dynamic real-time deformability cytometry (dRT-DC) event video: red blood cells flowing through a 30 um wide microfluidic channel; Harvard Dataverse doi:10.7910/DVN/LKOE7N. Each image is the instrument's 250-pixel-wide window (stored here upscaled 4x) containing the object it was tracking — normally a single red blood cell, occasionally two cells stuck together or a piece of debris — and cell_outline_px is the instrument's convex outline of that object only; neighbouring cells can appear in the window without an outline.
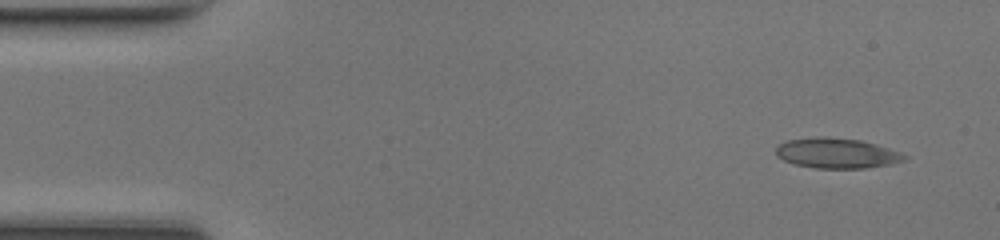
{"species": "common noctule bat (a hibernating species)", "species_latin": "Nyctalus noctula", "temperature_condition": "room temperature", "stored_images_in_passage": 46, "camera_frame_rate_fps": 3000, "um_per_image_px": 0.085, "animal": {"sex": "female", "body_mass_g": 17.0, "forearm_length_mm": 48.0}, "frame": {"image": 1, "passage_image": 2, "time_ms": 0.333, "image_size_px": [1000, 240], "cell_outline_px": [[908, 160], [888, 164], [864, 168], [816, 168], [796, 164], [784, 160], [776, 156], [776, 144], [784, 140], [816, 136], [824, 136], [860, 140], [876, 144], [900, 152], [908, 156]], "centroid_in_image_um": [71.09, 13.0], "position_along_channel_um": 13.9, "area_um2": 22.77}}
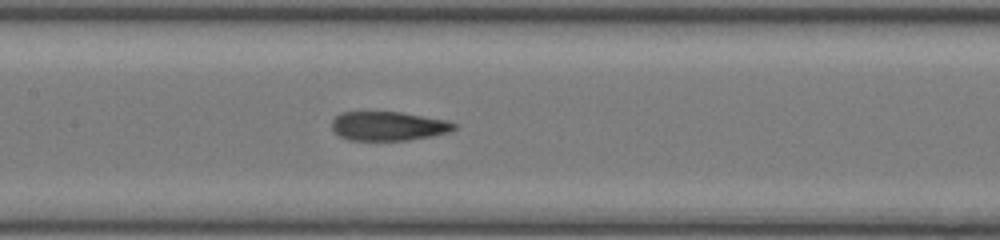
{"frame": {"image": 2, "passage_image": 21, "time_ms": 6.667, "image_size_px": [1000, 240], "cell_outline_px": [[460, 124], [456, 128], [448, 132], [432, 136], [408, 140], [348, 140], [340, 136], [332, 128], [332, 120], [340, 112], [400, 112], [448, 120]], "centroid_in_image_um": [33.04, 10.71], "position_along_channel_um": 174.4, "area_um2": 20.81}}
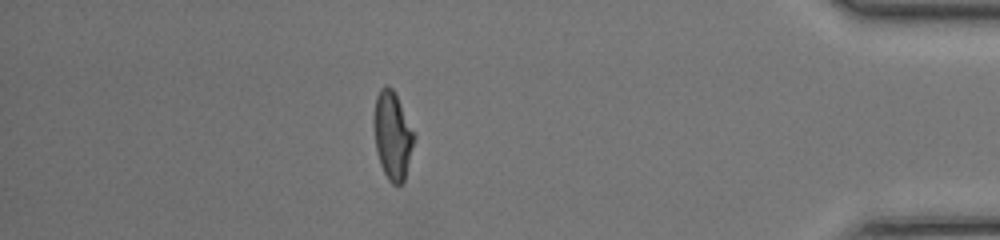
{"frame": {"image": 3, "passage_image": 40, "time_ms": 13.0, "image_size_px": [1000, 240], "cell_outline_px": [[416, 136], [404, 180], [400, 184], [392, 184], [388, 180], [380, 164], [376, 152], [372, 124], [372, 116], [376, 96], [380, 88], [384, 84], [388, 84], [392, 88]], "centroid_in_image_um": [33.32, 11.49], "position_along_channel_um": 401.9, "area_um2": 20.81}, "authors_computed_cell_mechanics": {"area_um2": 21.5016, "velocity_mm_per_s": 4.3317, "shape_relaxation_time_tau1_ms": 5.4126, "shape_relaxation_time_tau2_ms": 1.8278, "deformation_change_tau1": 0.2384, "deformation_change_tau2": 0.1173}}